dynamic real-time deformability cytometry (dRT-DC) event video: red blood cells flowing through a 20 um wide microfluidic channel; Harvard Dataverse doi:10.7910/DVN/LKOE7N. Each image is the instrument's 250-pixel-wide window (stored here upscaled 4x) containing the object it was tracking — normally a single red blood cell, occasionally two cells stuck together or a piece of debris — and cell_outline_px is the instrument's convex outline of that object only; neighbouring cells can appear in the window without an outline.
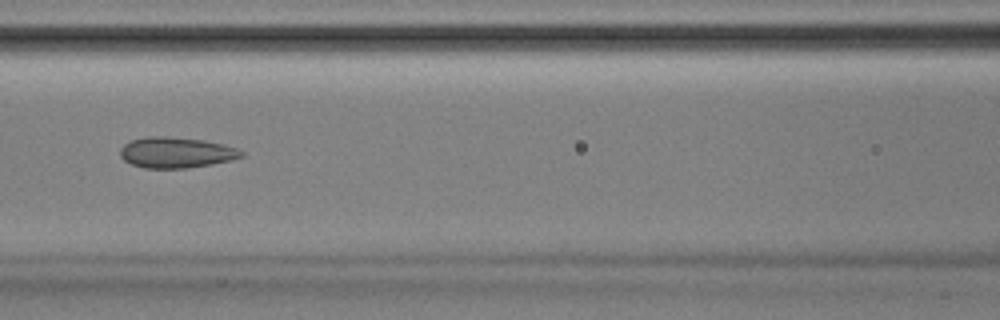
{"species": "Egyptian fruit bat (a non-hibernating species)", "species_latin": "Rousettus aegyptiacus", "temperature_condition": "room temperature", "stored_images_in_passage": 51, "camera_frame_rate_fps": 3000, "um_per_image_px": 0.085, "animal": {"sex": "male"}, "frame": {"image": 1, "passage_image": 23, "time_ms": 7.333, "image_size_px": [1000, 320], "cell_outline_px": [[244, 156], [232, 160], [212, 164], [184, 168], [144, 168], [132, 164], [124, 160], [120, 156], [120, 148], [124, 144], [132, 140], [148, 136], [164, 136], [204, 140], [224, 144], [236, 148], [244, 152]], "centroid_in_image_um": [14.98, 12.96], "position_along_channel_um": 151.6, "area_um2": 21.73}}
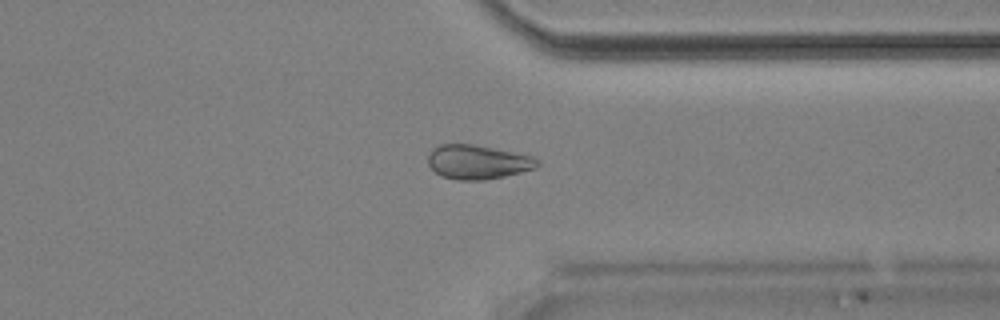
{"frame": {"image": 2, "passage_image": 40, "time_ms": 13.0, "image_size_px": [1000, 320], "cell_outline_px": [[540, 164], [536, 168], [504, 176], [484, 180], [456, 180], [440, 176], [428, 164], [428, 156], [432, 148], [440, 144], [476, 144], [532, 156], [540, 160]], "centroid_in_image_um": [40.6, 13.77], "position_along_channel_um": 370.8, "area_um2": 21.91}}
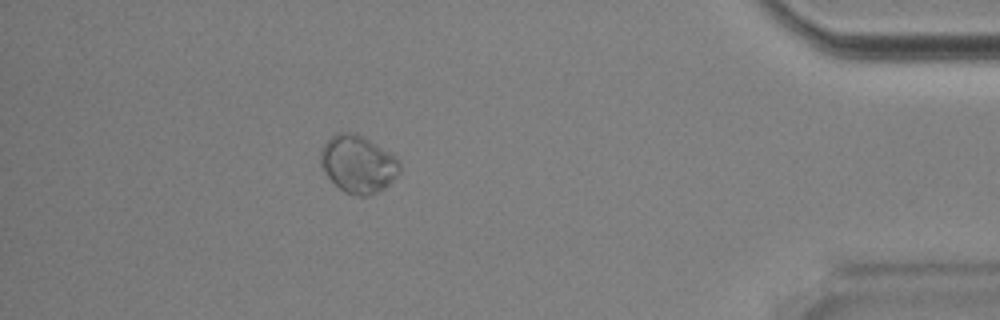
{"frame": {"image": 3, "passage_image": 46, "time_ms": 15.0, "image_size_px": [1000, 320], "cell_outline_px": [[400, 172], [384, 188], [368, 196], [356, 196], [344, 192], [324, 172], [320, 164], [320, 148], [336, 132], [356, 132], [364, 136], [396, 156], [400, 160]], "centroid_in_image_um": [30.43, 13.92], "position_along_channel_um": 404.8, "area_um2": 26.65}, "authors_computed_cell_mechanics": {"area_um2": 24.0448, "velocity_mm_per_s": 3.8848, "shape_relaxation_time_tau1_ms": null, "shape_relaxation_time_tau2_ms": 7.5829, "deformation_change_tau1": null, "deformation_change_tau2": 0.0902}}